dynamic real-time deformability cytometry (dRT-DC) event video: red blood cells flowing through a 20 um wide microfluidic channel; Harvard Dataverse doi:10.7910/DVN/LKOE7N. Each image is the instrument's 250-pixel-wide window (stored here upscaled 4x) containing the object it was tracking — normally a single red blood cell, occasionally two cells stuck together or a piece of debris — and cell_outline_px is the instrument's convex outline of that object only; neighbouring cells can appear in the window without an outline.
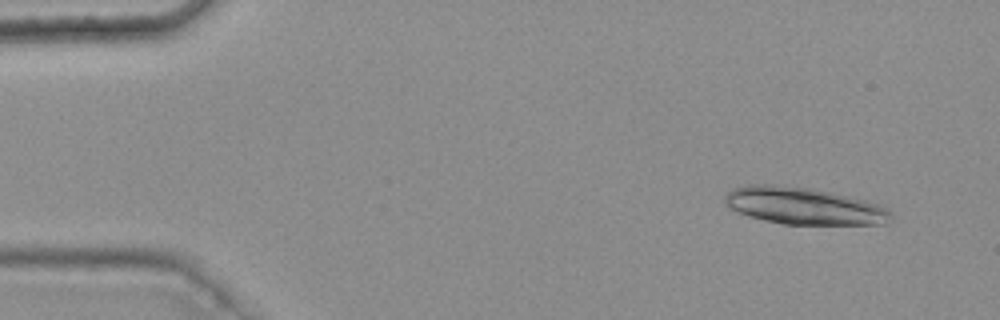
{"species": "common noctule bat (a hibernating species)", "species_latin": "Nyctalus noctula", "temperature_condition": "warm", "stored_images_in_passage": 19, "camera_frame_rate_fps": 3000, "um_per_image_px": 0.085, "animal": {"sex": "female", "body_mass_g": 25.1}, "frame": {"image": 1, "passage_image": 4, "time_ms": 1.0, "image_size_px": [1000, 320], "cell_outline_px": [[892, 220], [888, 224], [784, 224], [764, 220], [748, 216], [724, 204], [724, 196], [732, 188], [748, 184], [772, 184], [812, 188], [848, 196], [880, 204], [888, 208], [892, 212]], "centroid_in_image_um": [68.35, 17.5], "position_along_channel_um": 16.7, "area_um2": 36.01}}